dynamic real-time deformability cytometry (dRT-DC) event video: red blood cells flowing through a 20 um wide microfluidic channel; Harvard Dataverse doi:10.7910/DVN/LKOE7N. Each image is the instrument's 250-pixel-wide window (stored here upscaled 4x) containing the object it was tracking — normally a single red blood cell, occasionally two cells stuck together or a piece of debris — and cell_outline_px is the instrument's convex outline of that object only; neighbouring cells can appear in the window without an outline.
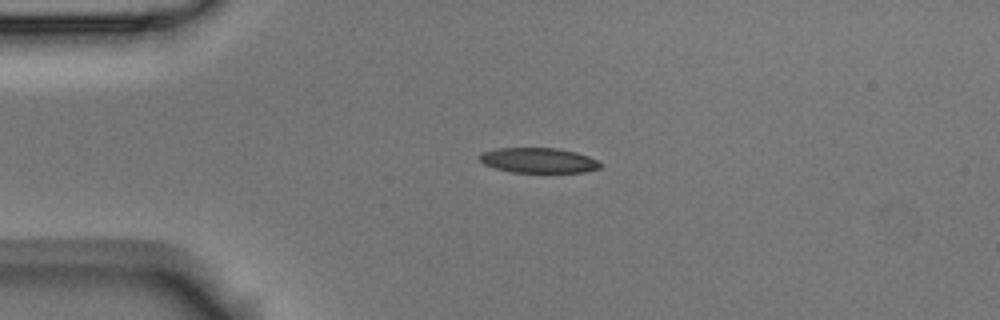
{"species": "Egyptian fruit bat (a non-hibernating species)", "species_latin": "Rousettus aegyptiacus", "temperature_condition": "room temperature", "stored_images_in_passage": 5, "camera_frame_rate_fps": 3000, "um_per_image_px": 0.085, "animal": {"sex": "male"}, "frame": {"image": 1, "passage_image": 3, "time_ms": 0.667, "image_size_px": [1000, 320], "cell_outline_px": [[604, 164], [600, 168], [584, 172], [512, 172], [496, 168], [484, 164], [480, 160], [480, 156], [484, 152], [496, 148], [556, 148], [576, 152], [588, 156]], "centroid_in_image_um": [45.81, 13.63], "position_along_channel_um": 39.2, "area_um2": 17.51}}
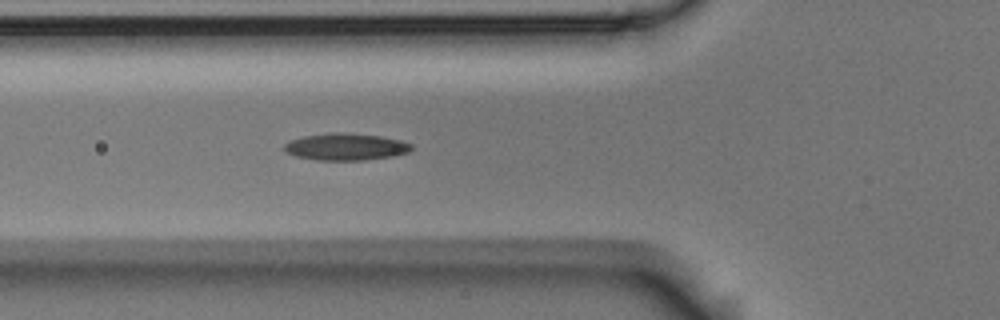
{"frame": {"image": 2, "passage_image": 5, "time_ms": 1.333, "image_size_px": [1000, 320], "cell_outline_px": [[412, 148], [408, 152], [392, 156], [364, 160], [316, 160], [296, 156], [284, 152], [284, 144], [292, 140], [304, 136], [332, 132], [344, 132], [380, 136], [400, 140], [412, 144]], "centroid_in_image_um": [29.37, 12.47], "position_along_channel_um": 96.4, "area_um2": 19.94}}